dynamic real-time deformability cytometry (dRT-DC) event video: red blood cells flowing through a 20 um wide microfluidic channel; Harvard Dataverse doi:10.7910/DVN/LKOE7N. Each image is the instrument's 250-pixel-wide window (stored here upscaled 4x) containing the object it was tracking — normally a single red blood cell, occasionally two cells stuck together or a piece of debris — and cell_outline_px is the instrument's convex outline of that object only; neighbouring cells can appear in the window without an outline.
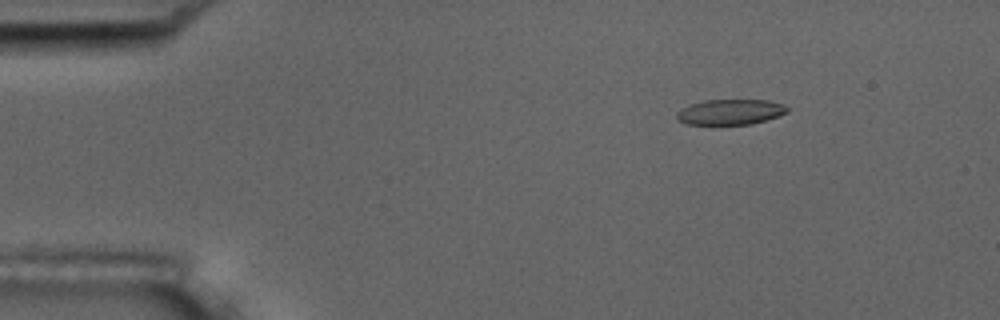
{"species": "common noctule bat (a hibernating species)", "species_latin": "Nyctalus noctula", "temperature_condition": "room temperature", "stored_images_in_passage": 3, "camera_frame_rate_fps": 3000, "um_per_image_px": 0.085, "animal": {"sex": "male", "body_mass_g": 17.5, "forearm_length_mm": 52.3}, "frame": {"image": 1, "passage_image": 1, "time_ms": 0.0, "image_size_px": [1000, 320], "cell_outline_px": [[788, 112], [780, 116], [752, 124], [712, 128], [688, 124], [676, 120], [676, 112], [680, 108], [704, 100], [768, 100], [784, 104], [788, 108]], "centroid_in_image_um": [62.02, 9.58], "position_along_channel_um": 23.0, "area_um2": 17.4}}
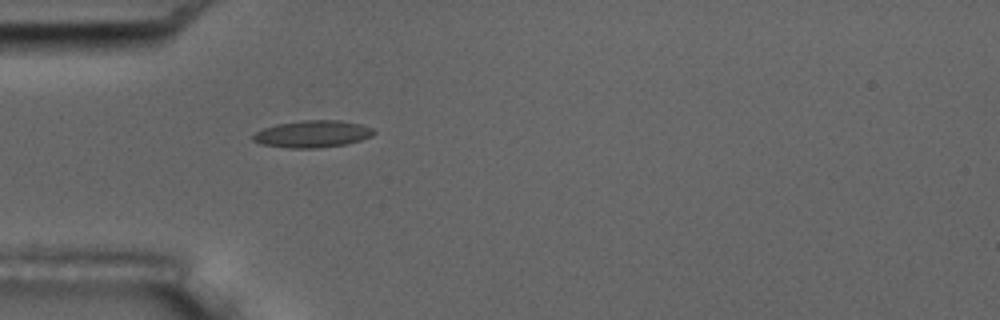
{"frame": {"image": 2, "passage_image": 3, "time_ms": 3.0, "image_size_px": [1000, 320], "cell_outline_px": [[376, 132], [372, 136], [360, 140], [344, 144], [316, 148], [288, 148], [260, 144], [252, 140], [252, 136], [256, 132], [264, 128], [276, 124], [300, 120], [340, 120], [360, 124], [372, 128]], "centroid_in_image_um": [26.54, 11.38], "position_along_channel_um": 58.5, "area_um2": 19.02}}